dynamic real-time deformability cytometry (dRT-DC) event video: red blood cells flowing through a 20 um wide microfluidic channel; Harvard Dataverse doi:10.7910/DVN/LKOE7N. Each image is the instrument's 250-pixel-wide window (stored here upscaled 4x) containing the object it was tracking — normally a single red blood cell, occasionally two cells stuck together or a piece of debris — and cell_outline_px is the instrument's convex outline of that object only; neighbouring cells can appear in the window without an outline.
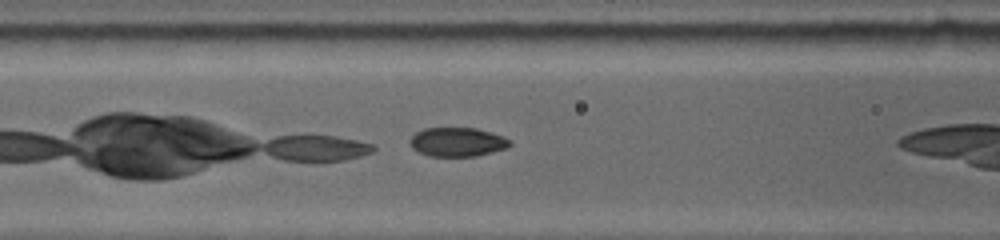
{"species": "common noctule bat (a hibernating species)", "species_latin": "Nyctalus noctula", "temperature_condition": "warm", "stored_images_in_passage": 19, "camera_frame_rate_fps": 5000, "um_per_image_px": 0.085, "animal": {"sex": "female", "body_mass_g": 19.0, "forearm_length_mm": 53.3}, "frame": {"image": 1, "passage_image": 6, "time_ms": 2.4, "image_size_px": [1000, 240], "cell_outline_px": [[512, 144], [508, 148], [476, 156], [428, 156], [412, 148], [408, 140], [416, 132], [424, 128], [476, 128], [492, 132], [504, 136]], "centroid_in_image_um": [38.88, 12.06], "position_along_channel_um": 127.7, "area_um2": 16.99}}